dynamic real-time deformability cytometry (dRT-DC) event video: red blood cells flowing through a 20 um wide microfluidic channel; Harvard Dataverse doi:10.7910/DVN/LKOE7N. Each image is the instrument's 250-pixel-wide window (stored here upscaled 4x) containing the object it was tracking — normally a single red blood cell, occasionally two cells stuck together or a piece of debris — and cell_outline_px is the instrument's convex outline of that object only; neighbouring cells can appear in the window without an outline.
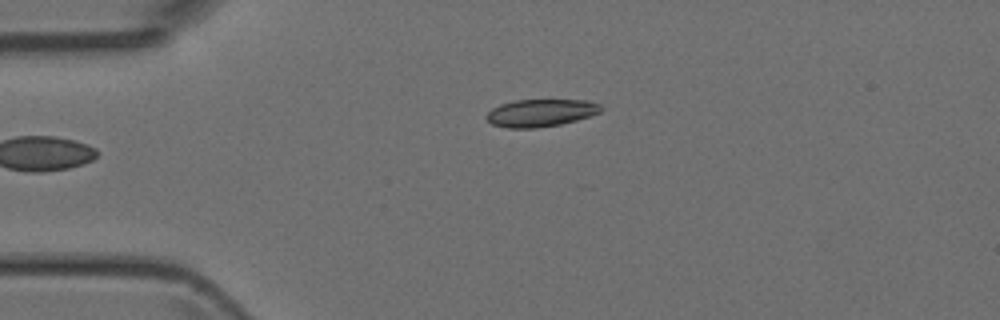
{"species": "Egyptian fruit bat (a non-hibernating species)", "species_latin": "Rousettus aegyptiacus", "temperature_condition": "room temperature", "stored_images_in_passage": 2, "camera_frame_rate_fps": 3000, "um_per_image_px": 0.085, "animal": {"sex": "female"}, "frame": {"image": 1, "passage_image": 1, "time_ms": 0.0, "image_size_px": [1000, 320], "cell_outline_px": [[604, 108], [600, 112], [576, 120], [560, 124], [536, 128], [508, 128], [492, 124], [484, 116], [492, 108], [500, 104], [516, 100], [588, 100], [600, 104]], "centroid_in_image_um": [45.95, 9.59], "position_along_channel_um": 39.0, "area_um2": 18.32}}